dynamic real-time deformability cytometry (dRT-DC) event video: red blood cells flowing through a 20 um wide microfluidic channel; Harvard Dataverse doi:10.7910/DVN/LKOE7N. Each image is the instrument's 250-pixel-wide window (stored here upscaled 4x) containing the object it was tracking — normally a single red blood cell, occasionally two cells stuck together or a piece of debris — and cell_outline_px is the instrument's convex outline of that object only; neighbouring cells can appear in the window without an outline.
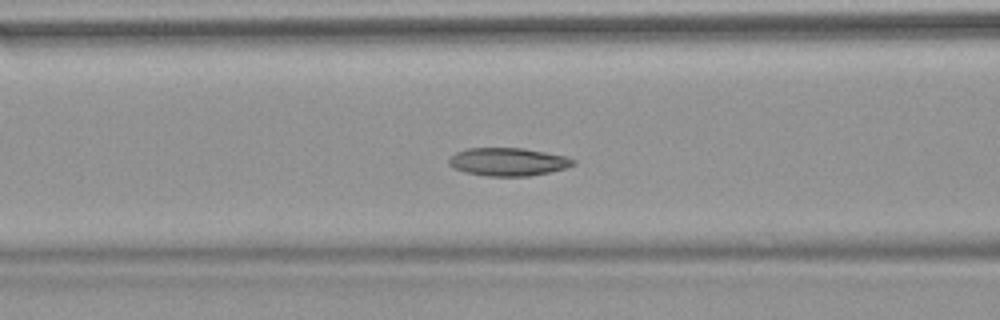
{"species": "common noctule bat (a hibernating species)", "species_latin": "Nyctalus noctula", "temperature_condition": "warm", "stored_images_in_passage": 50, "camera_frame_rate_fps": 3000, "um_per_image_px": 0.085, "animal": {"sex": "female", "body_mass_g": 18.4}, "frame": {"image": 1, "passage_image": 18, "time_ms": 5.667, "image_size_px": [1000, 320], "cell_outline_px": [[576, 164], [564, 168], [548, 172], [528, 176], [488, 176], [464, 172], [452, 168], [448, 164], [448, 160], [456, 152], [468, 148], [524, 148], [568, 156], [576, 160]], "centroid_in_image_um": [43.19, 13.75], "position_along_channel_um": 123.4, "area_um2": 20.4}}
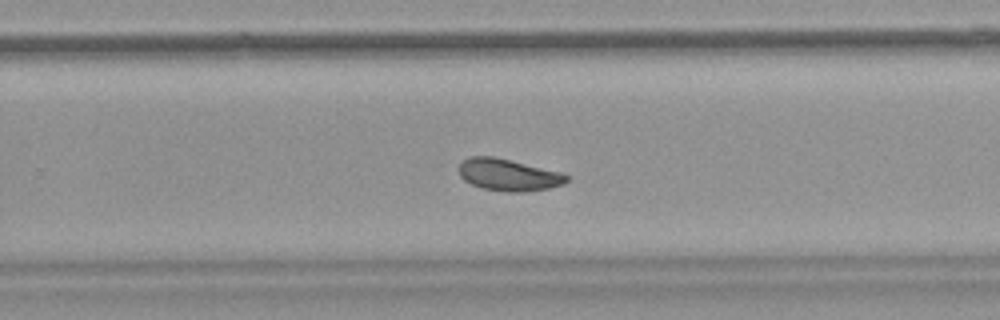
{"frame": {"image": 2, "passage_image": 31, "time_ms": 10.0, "image_size_px": [1000, 320], "cell_outline_px": [[568, 180], [564, 184], [548, 188], [520, 192], [508, 192], [484, 188], [472, 184], [464, 180], [460, 176], [456, 168], [468, 156], [492, 156], [560, 172], [568, 176]], "centroid_in_image_um": [43.17, 14.86], "position_along_channel_um": 286.6, "area_um2": 19.83}}
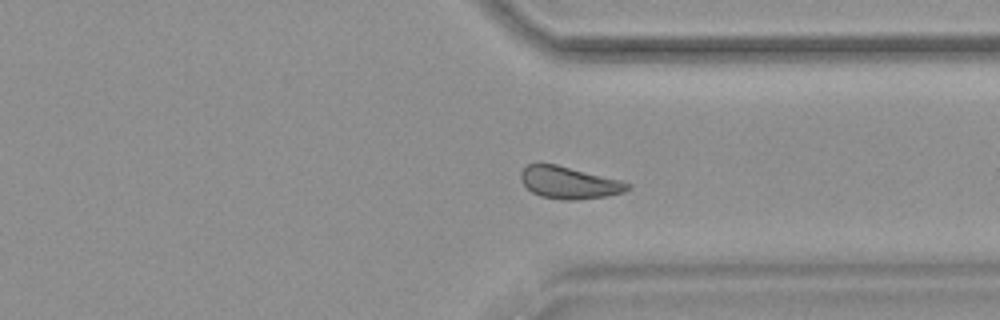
{"frame": {"image": 3, "passage_image": 37, "time_ms": 12.0, "image_size_px": [1000, 320], "cell_outline_px": [[632, 188], [624, 192], [608, 196], [576, 200], [564, 200], [540, 196], [532, 192], [520, 180], [520, 172], [528, 164], [556, 164], [620, 180], [632, 184]], "centroid_in_image_um": [48.4, 15.53], "position_along_channel_um": 363.0, "area_um2": 20.0}, "authors_computed_cell_mechanics": {"area_um2": 20.519, "velocity_mm_per_s": 3.7807, "shape_relaxation_time_tau1_ms": 4.3685, "shape_relaxation_time_tau2_ms": 3.1083, "deformation_change_tau1": 0.1004, "deformation_change_tau2": 0.0673}}